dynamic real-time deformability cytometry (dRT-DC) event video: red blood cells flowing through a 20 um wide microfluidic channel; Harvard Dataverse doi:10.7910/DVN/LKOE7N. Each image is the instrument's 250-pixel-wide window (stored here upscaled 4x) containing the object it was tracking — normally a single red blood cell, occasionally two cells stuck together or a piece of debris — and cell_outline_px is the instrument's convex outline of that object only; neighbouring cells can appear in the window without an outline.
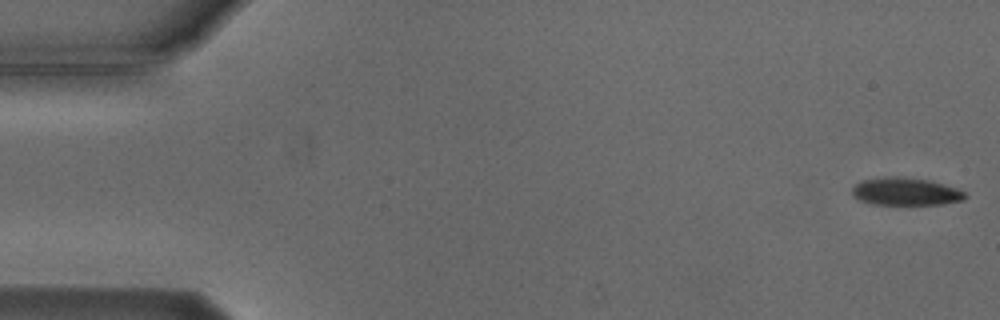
{"species": "Egyptian fruit bat (a non-hibernating species)", "species_latin": "Rousettus aegyptiacus", "temperature_condition": "cold", "stored_images_in_passage": 6, "camera_frame_rate_fps": 3000, "um_per_image_px": 0.085, "animal": {"sex": "male"}, "frame": {"image": 1, "passage_image": 1, "time_ms": 0.0, "image_size_px": [1000, 320], "cell_outline_px": [[968, 196], [964, 200], [944, 204], [872, 204], [860, 200], [852, 192], [852, 188], [856, 184], [864, 180], [888, 176], [904, 176], [928, 180], [956, 188], [964, 192]], "centroid_in_image_um": [77.01, 16.28], "position_along_channel_um": 8.0, "area_um2": 18.09}}